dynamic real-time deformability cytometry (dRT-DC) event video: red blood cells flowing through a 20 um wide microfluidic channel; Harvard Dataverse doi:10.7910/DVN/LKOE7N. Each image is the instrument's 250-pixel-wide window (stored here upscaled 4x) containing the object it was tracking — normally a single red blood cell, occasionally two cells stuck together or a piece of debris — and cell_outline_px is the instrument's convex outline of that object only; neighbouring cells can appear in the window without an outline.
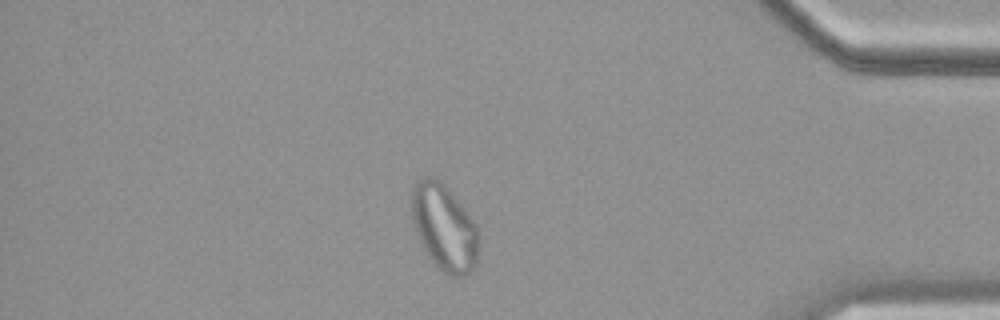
{"species": "common noctule bat (a hibernating species)", "species_latin": "Nyctalus noctula", "temperature_condition": "cold", "stored_images_in_passage": 55, "camera_frame_rate_fps": 3000, "um_per_image_px": 0.085, "animal": {"sex": "female", "body_mass_g": 19.9}, "frame": {"image": 1, "passage_image": 47, "time_ms": 15.333, "image_size_px": [1000, 320], "cell_outline_px": [[480, 240], [476, 264], [472, 272], [468, 276], [452, 276], [444, 272], [432, 260], [424, 248], [420, 240], [412, 220], [412, 188], [424, 176], [432, 176], [440, 180], [444, 184], [464, 208], [476, 224]], "centroid_in_image_um": [37.8, 19.35], "position_along_channel_um": 397.4, "area_um2": 33.52}}